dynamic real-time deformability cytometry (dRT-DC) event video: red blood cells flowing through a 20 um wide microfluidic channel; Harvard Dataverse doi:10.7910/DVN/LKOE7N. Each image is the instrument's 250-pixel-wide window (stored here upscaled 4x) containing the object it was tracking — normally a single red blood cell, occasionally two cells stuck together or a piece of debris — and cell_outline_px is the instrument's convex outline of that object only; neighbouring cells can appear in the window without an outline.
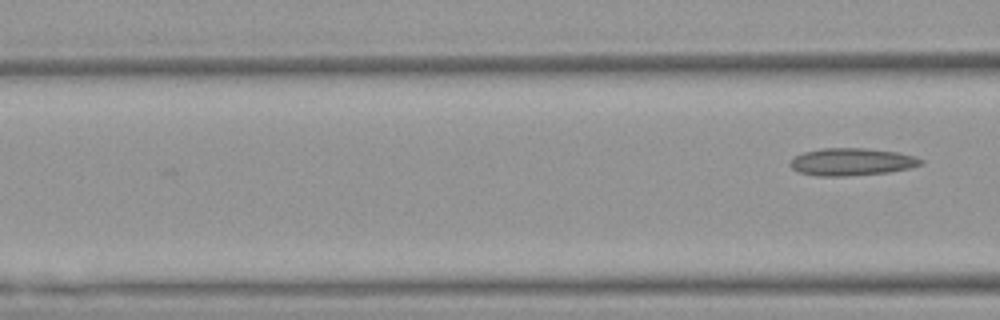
{"species": "Egyptian fruit bat (a non-hibernating species)", "species_latin": "Rousettus aegyptiacus", "temperature_condition": "warm", "stored_images_in_passage": 5, "camera_frame_rate_fps": 3000, "um_per_image_px": 0.085, "animal": {"sex": "female"}, "frame": {"image": 1, "passage_image": 5, "time_ms": 1.333, "image_size_px": [1000, 320], "cell_outline_px": [[924, 164], [908, 168], [888, 172], [848, 176], [816, 176], [800, 172], [792, 168], [788, 164], [796, 156], [804, 152], [820, 148], [864, 148], [896, 152], [916, 156], [924, 160]], "centroid_in_image_um": [72.41, 13.75], "position_along_channel_um": 94.2, "area_um2": 20.87}}